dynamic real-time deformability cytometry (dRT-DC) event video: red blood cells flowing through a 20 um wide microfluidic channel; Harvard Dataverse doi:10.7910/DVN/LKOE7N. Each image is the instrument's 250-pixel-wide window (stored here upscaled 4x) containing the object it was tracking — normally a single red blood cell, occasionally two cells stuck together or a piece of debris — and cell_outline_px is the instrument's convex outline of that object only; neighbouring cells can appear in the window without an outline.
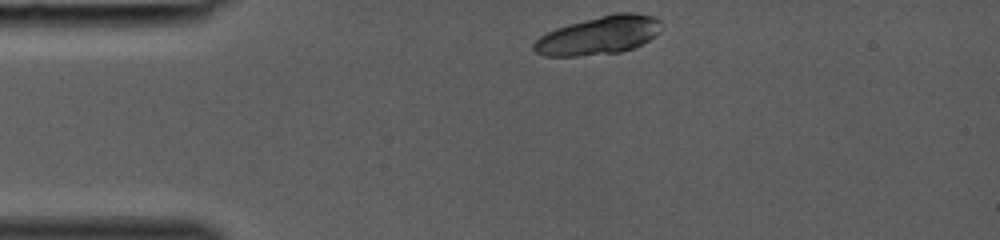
{"species": "common noctule bat (a hibernating species)", "species_latin": "Nyctalus noctula", "temperature_condition": "room temperature", "stored_images_in_passage": 29, "camera_frame_rate_fps": 3000, "um_per_image_px": 0.085, "animal": {"sex": "female", "body_mass_g": 19.0, "forearm_length_mm": 53.3}, "frame": {"image": 1, "passage_image": 1, "time_ms": 0.0, "image_size_px": [1000, 240], "cell_outline_px": [[660, 32], [648, 40], [632, 48], [620, 52], [576, 56], [544, 56], [536, 52], [532, 48], [532, 44], [540, 36], [556, 28], [568, 24], [612, 12], [632, 12], [652, 16], [660, 20]], "centroid_in_image_um": [50.88, 2.99], "position_along_channel_um": 34.1, "area_um2": 28.44}}
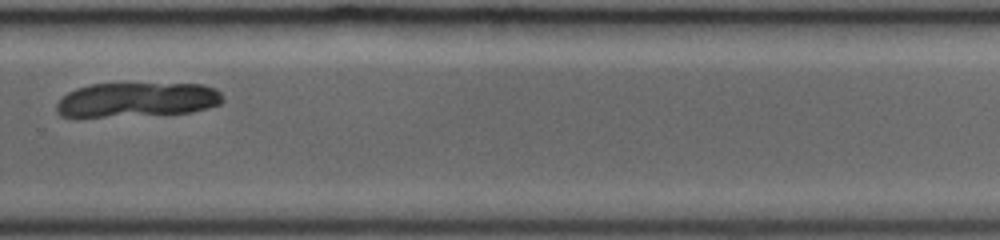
{"frame": {"image": 2, "passage_image": 21, "time_ms": 6.667, "image_size_px": [1000, 240], "cell_outline_px": [[224, 100], [220, 104], [208, 108], [192, 112], [104, 116], [60, 116], [56, 112], [56, 104], [68, 92], [76, 88], [92, 84], [204, 84], [216, 88], [224, 96]], "centroid_in_image_um": [11.69, 8.46], "position_along_channel_um": 318.1, "area_um2": 33.12}}
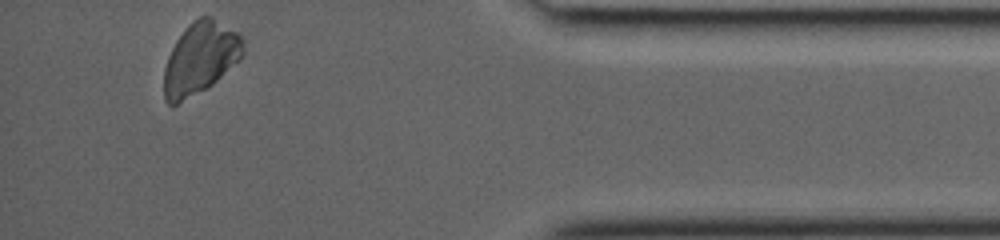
{"frame": {"image": 3, "passage_image": 29, "time_ms": 9.333, "image_size_px": [1000, 240], "cell_outline_px": [[244, 52], [240, 60], [212, 84], [176, 104], [168, 104], [164, 100], [164, 68], [168, 56], [176, 40], [188, 24], [192, 20], [204, 12], [212, 16], [236, 32], [244, 40]], "centroid_in_image_um": [17.02, 4.89], "position_along_channel_um": 418.2, "area_um2": 33.18}}